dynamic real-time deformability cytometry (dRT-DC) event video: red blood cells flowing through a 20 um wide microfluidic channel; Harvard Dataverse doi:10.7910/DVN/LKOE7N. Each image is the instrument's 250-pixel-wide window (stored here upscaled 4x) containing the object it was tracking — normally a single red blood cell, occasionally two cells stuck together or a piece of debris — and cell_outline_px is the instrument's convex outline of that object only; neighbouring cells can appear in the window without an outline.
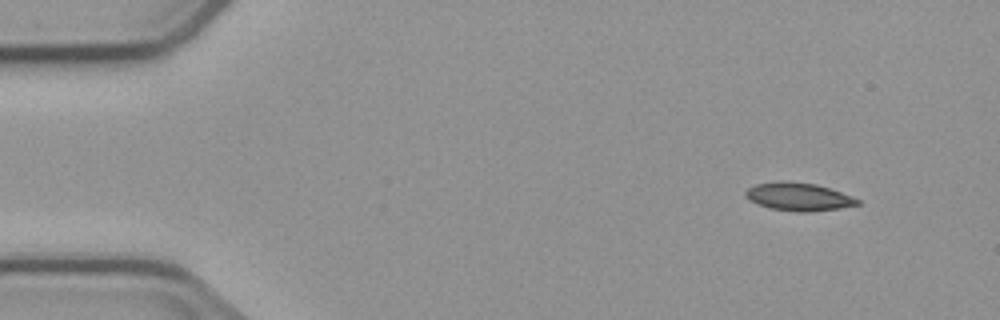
{"species": "common noctule bat (a hibernating species)", "species_latin": "Nyctalus noctula", "temperature_condition": "cold", "stored_images_in_passage": 4, "camera_frame_rate_fps": 3000, "um_per_image_px": 0.085, "animal": {"sex": "male", "body_mass_g": 23.1, "forearm_length_mm": 52.7}, "frame": {"image": 1, "passage_image": 2, "time_ms": 1.333, "image_size_px": [1000, 320], "cell_outline_px": [[860, 204], [840, 208], [808, 212], [796, 212], [768, 208], [756, 204], [748, 200], [744, 196], [744, 192], [748, 188], [756, 184], [816, 184], [840, 192], [860, 200]], "centroid_in_image_um": [67.87, 16.78], "position_along_channel_um": 17.1, "area_um2": 17.51}}
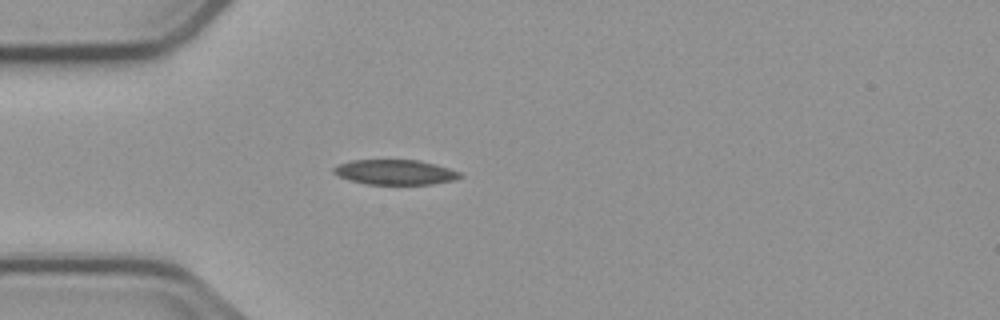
{"frame": {"image": 2, "passage_image": 4, "time_ms": 4.667, "image_size_px": [1000, 320], "cell_outline_px": [[464, 176], [452, 180], [432, 184], [368, 184], [348, 180], [332, 172], [332, 168], [340, 164], [352, 160], [420, 160], [436, 164], [460, 172]], "centroid_in_image_um": [33.59, 14.63], "position_along_channel_um": 51.4, "area_um2": 18.32}}